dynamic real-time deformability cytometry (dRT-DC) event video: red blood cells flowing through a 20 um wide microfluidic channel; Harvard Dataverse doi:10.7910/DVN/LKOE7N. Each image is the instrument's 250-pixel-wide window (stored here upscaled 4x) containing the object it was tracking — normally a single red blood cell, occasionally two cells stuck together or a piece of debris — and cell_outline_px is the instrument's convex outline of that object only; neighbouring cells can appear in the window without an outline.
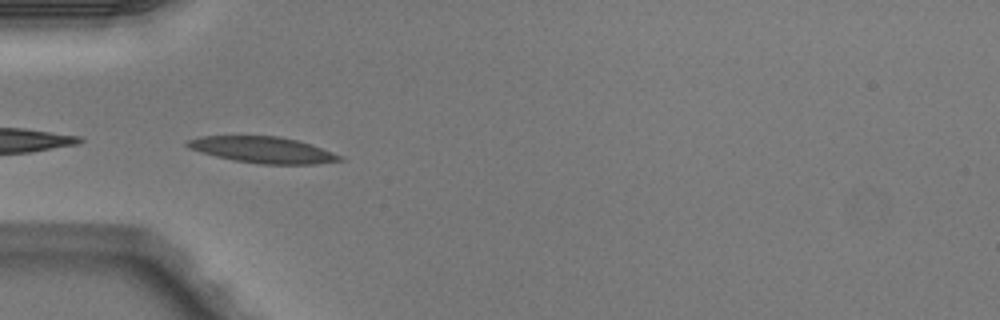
{"species": "Egyptian fruit bat (a non-hibernating species)", "species_latin": "Rousettus aegyptiacus", "temperature_condition": "warm", "stored_images_in_passage": 6, "camera_frame_rate_fps": 3000, "um_per_image_px": 0.085, "animal": {"sex": "male"}, "frame": {"image": 1, "passage_image": 5, "time_ms": 1.333, "image_size_px": [1000, 320], "cell_outline_px": [[344, 160], [316, 164], [260, 164], [232, 160], [200, 152], [188, 148], [184, 144], [188, 140], [200, 136], [280, 136], [312, 144], [344, 156]], "centroid_in_image_um": [22.36, 12.74], "position_along_channel_um": 62.6, "area_um2": 23.47}}
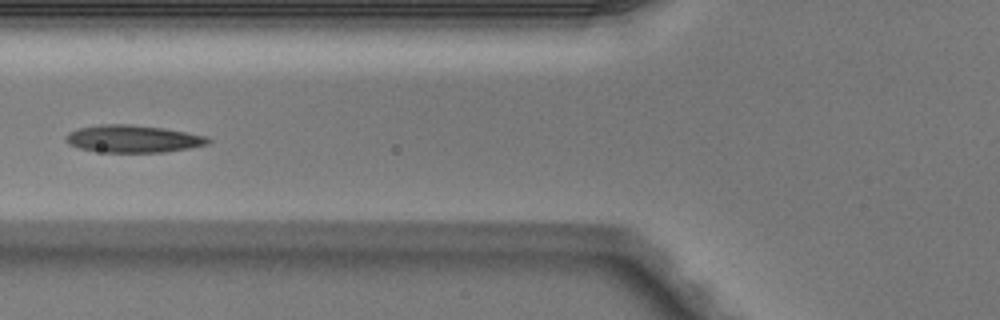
{"frame": {"image": 2, "passage_image": 6, "time_ms": 1.667, "image_size_px": [1000, 320], "cell_outline_px": [[212, 140], [208, 144], [188, 148], [164, 152], [104, 152], [80, 148], [68, 144], [64, 140], [64, 136], [68, 132], [80, 128], [100, 124], [128, 124], [164, 128], [208, 136]], "centroid_in_image_um": [11.3, 11.79], "position_along_channel_um": 114.5, "area_um2": 22.72}}